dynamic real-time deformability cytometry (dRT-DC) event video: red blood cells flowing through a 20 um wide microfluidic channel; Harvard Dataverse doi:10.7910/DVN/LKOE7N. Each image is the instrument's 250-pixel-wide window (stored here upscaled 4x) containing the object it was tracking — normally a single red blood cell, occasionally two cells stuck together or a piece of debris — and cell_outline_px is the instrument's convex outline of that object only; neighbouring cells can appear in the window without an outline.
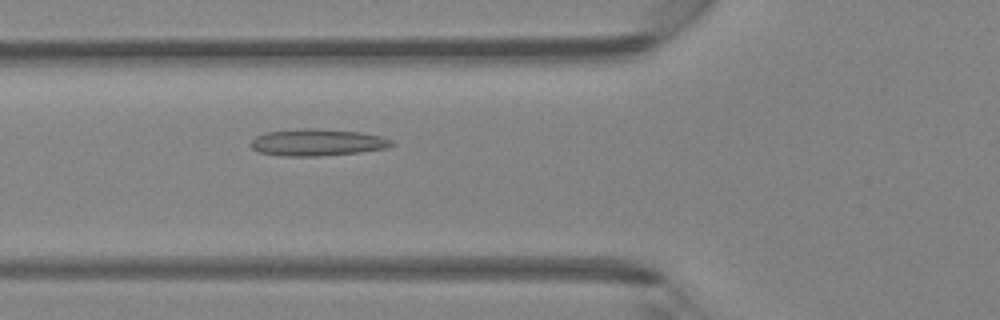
{"species": "Egyptian fruit bat (a non-hibernating species)", "species_latin": "Rousettus aegyptiacus", "temperature_condition": "room temperature", "stored_images_in_passage": 46, "camera_frame_rate_fps": 3000, "um_per_image_px": 0.085, "animal": {"sex": "female"}, "frame": {"image": 1, "passage_image": 17, "time_ms": 5.333, "image_size_px": [1000, 320], "cell_outline_px": [[396, 144], [388, 148], [360, 152], [320, 156], [280, 156], [260, 152], [252, 148], [248, 144], [256, 136], [264, 132], [308, 128], [312, 128], [360, 132], [380, 136], [392, 140]], "centroid_in_image_um": [26.97, 12.11], "position_along_channel_um": 98.8, "area_um2": 22.14}}
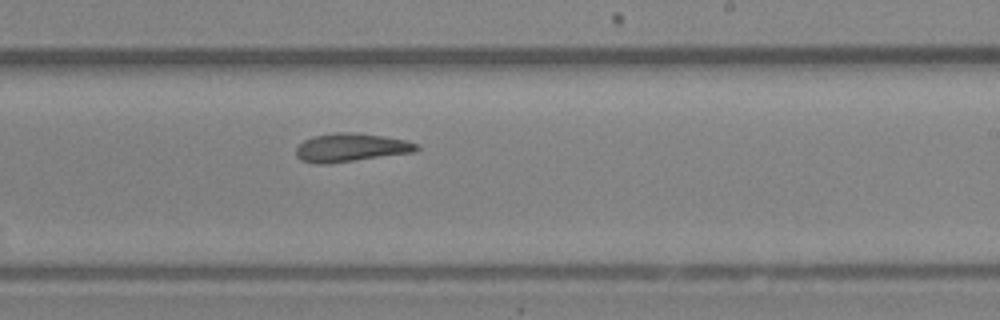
{"frame": {"image": 2, "passage_image": 28, "time_ms": 9.0, "image_size_px": [1000, 320], "cell_outline_px": [[420, 148], [416, 152], [328, 164], [320, 164], [300, 160], [296, 156], [296, 148], [304, 140], [316, 136], [336, 132], [348, 132], [380, 136], [404, 140], [420, 144]], "centroid_in_image_um": [29.84, 12.56], "position_along_channel_um": 259.2, "area_um2": 19.83}}
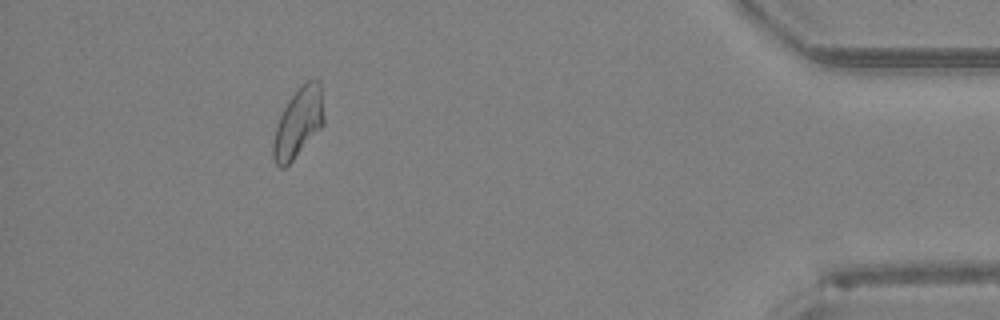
{"frame": {"image": 3, "passage_image": 42, "time_ms": 13.667, "image_size_px": [1000, 320], "cell_outline_px": [[324, 124], [292, 160], [284, 168], [280, 168], [276, 164], [272, 156], [272, 144], [276, 124], [288, 100], [296, 88], [300, 84], [308, 80], [320, 80], [324, 116]], "centroid_in_image_um": [25.34, 10.39], "position_along_channel_um": 409.9, "area_um2": 20.58}}